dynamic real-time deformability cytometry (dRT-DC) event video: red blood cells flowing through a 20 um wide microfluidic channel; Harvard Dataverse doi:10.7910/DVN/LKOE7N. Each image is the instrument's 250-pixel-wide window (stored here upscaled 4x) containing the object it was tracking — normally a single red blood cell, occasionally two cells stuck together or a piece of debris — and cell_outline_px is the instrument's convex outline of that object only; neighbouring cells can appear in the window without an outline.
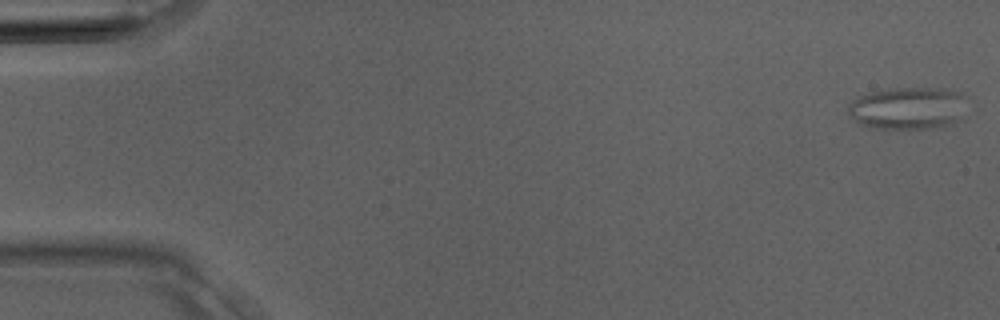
{"species": "Egyptian fruit bat (a non-hibernating species)", "species_latin": "Rousettus aegyptiacus", "temperature_condition": "room temperature", "stored_images_in_passage": 37, "camera_frame_rate_fps": 3000, "um_per_image_px": 0.085, "animal": {"sex": "male"}, "frame": {"image": 1, "passage_image": 1, "time_ms": 0.0, "image_size_px": [1000, 320], "cell_outline_px": [[964, 92], [956, 120], [952, 124], [940, 128], [868, 128], [860, 124], [848, 116], [848, 104], [852, 100], [860, 96], [872, 92], [888, 88], [944, 88]], "centroid_in_image_um": [77.07, 9.19], "position_along_channel_um": 7.9, "area_um2": 29.07}}
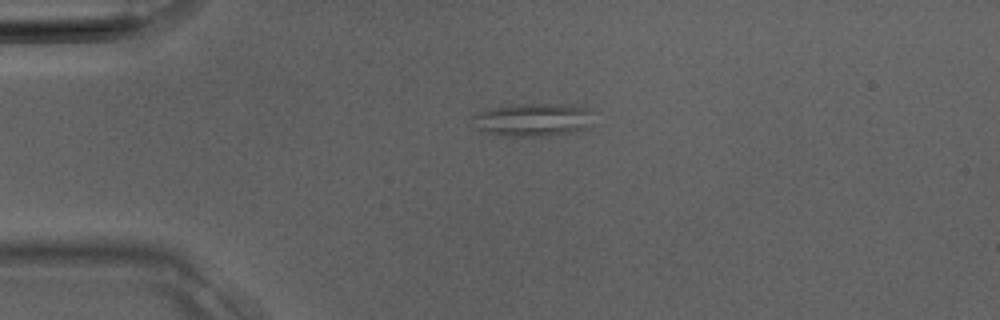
{"frame": {"image": 2, "passage_image": 9, "time_ms": 2.667, "image_size_px": [1000, 320], "cell_outline_px": [[588, 128], [576, 132], [548, 136], [504, 136], [484, 132], [476, 128], [472, 116], [476, 112], [508, 104], [548, 104], [588, 108]], "centroid_in_image_um": [45.2, 10.2], "position_along_channel_um": 39.8, "area_um2": 23.06}}
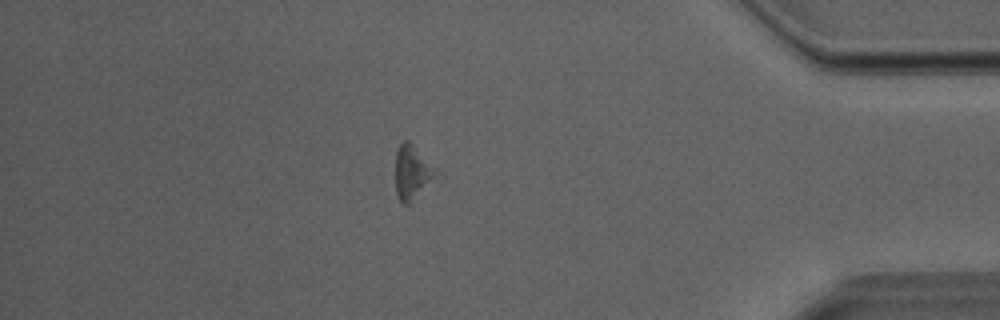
{"frame": {"image": 3, "passage_image": 32, "time_ms": 10.333, "image_size_px": [1000, 320], "cell_outline_px": [[436, 168], [432, 176], [412, 204], [404, 204], [400, 200], [396, 192], [396, 148], [404, 140], [408, 140]], "centroid_in_image_um": [34.96, 14.64], "position_along_channel_um": 400.2, "area_um2": 12.2}}